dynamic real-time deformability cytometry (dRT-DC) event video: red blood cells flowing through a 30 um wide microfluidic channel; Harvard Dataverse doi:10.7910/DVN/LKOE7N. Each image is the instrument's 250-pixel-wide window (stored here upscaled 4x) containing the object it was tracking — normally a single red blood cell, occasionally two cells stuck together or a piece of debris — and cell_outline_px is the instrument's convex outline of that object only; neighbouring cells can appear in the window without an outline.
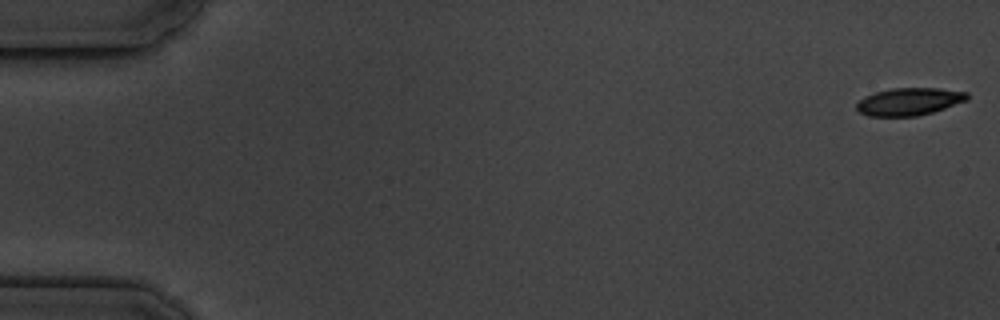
{"species": "common noctule bat (a hibernating species)", "species_latin": "Nyctalus noctula", "temperature_condition": "cold", "stored_images_in_passage": 17, "camera_frame_rate_fps": 3000, "um_per_image_px": 0.085, "animal": {"sex": "male", "body_mass_g": 19.5, "forearm_length_mm": 54.6}, "frame": {"image": 1, "passage_image": 1, "time_ms": 0.0, "image_size_px": [1000, 320], "cell_outline_px": [[968, 100], [932, 112], [916, 116], [868, 116], [860, 112], [856, 108], [856, 104], [864, 96], [876, 92], [892, 88], [940, 88], [968, 92]], "centroid_in_image_um": [77.28, 8.63], "position_along_channel_um": 7.7, "area_um2": 17.69}}
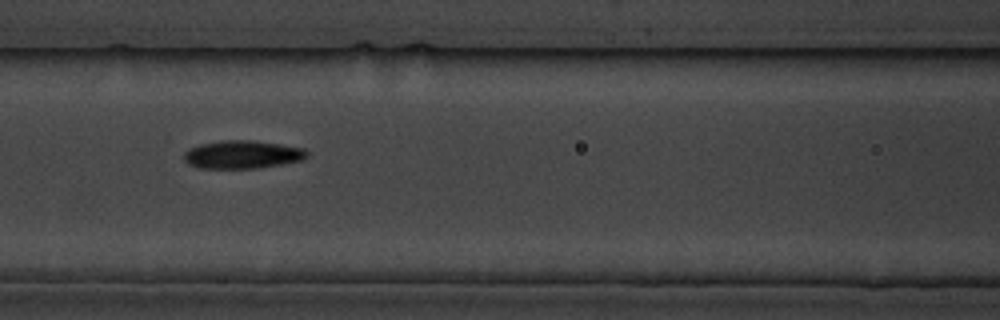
{"frame": {"image": 2, "passage_image": 8, "time_ms": 8.0, "image_size_px": [1000, 320], "cell_outline_px": [[308, 156], [300, 160], [280, 164], [256, 168], [200, 168], [188, 164], [184, 160], [184, 152], [188, 148], [200, 144], [220, 140], [252, 140], [280, 144], [304, 148], [308, 152]], "centroid_in_image_um": [20.56, 13.12], "position_along_channel_um": 146.0, "area_um2": 20.11}}
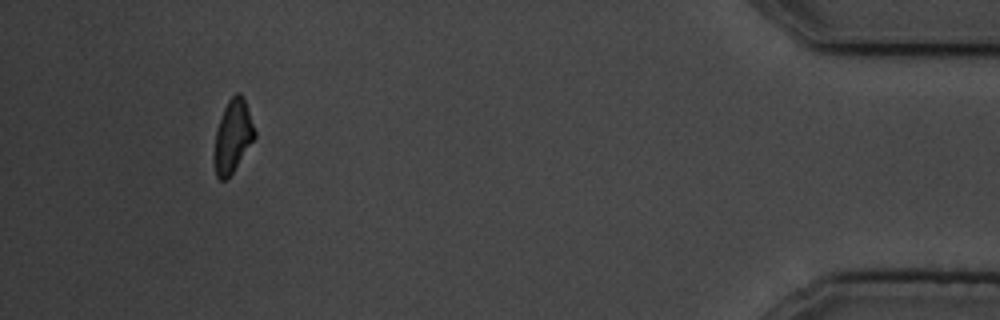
{"frame": {"image": 3, "passage_image": 16, "time_ms": 17.333, "image_size_px": [1000, 320], "cell_outline_px": [[256, 136], [232, 172], [224, 180], [220, 180], [216, 176], [216, 128], [224, 108], [228, 100], [236, 92], [240, 92], [244, 96], [256, 132]], "centroid_in_image_um": [19.82, 11.49], "position_along_channel_um": 415.4, "area_um2": 16.59}, "authors_computed_cell_mechanics": {"area_um2": 18.6116, "velocity_mm_per_s": 3.5626, "shape_relaxation_time_tau1_ms": 1.6817, "shape_relaxation_time_tau2_ms": 2.8542, "deformation_change_tau1": 0.088, "deformation_change_tau2": 0.0797}}